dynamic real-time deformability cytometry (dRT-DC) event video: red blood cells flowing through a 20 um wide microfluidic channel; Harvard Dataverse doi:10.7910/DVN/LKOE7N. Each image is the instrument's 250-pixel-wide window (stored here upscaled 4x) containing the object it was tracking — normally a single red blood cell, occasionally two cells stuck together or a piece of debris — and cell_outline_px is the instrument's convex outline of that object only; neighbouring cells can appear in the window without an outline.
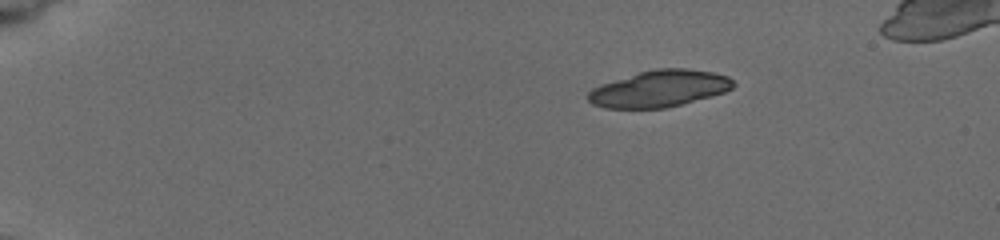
{"species": "common noctule bat (a hibernating species)", "species_latin": "Nyctalus noctula", "temperature_condition": "cold", "stored_images_in_passage": 15, "camera_frame_rate_fps": 3000, "um_per_image_px": 0.085, "animal": {"sex": "female", "body_mass_g": 19.5, "forearm_length_mm": 54.1}, "frame": {"image": 1, "passage_image": 1, "time_ms": 0.0, "image_size_px": [1000, 240], "cell_outline_px": [[736, 84], [732, 88], [724, 92], [712, 96], [664, 108], [604, 108], [592, 104], [588, 100], [588, 92], [592, 88], [600, 84], [640, 72], [656, 68], [688, 68], [712, 72], [728, 76]], "centroid_in_image_um": [56.04, 7.53], "position_along_channel_um": 29.0, "area_um2": 30.92}}
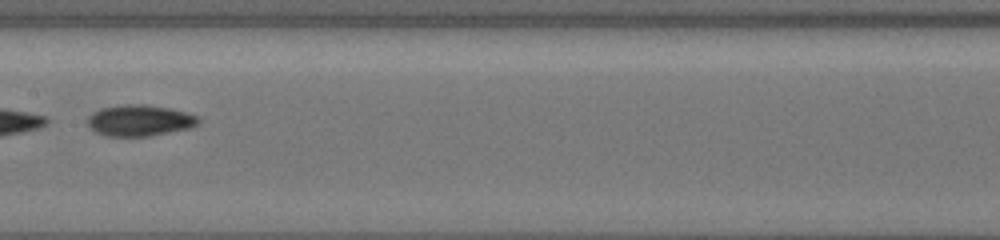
{"frame": {"image": 2, "passage_image": 8, "time_ms": 7.0, "image_size_px": [1000, 240], "cell_outline_px": [[200, 120], [196, 124], [188, 128], [148, 136], [108, 136], [96, 132], [88, 124], [88, 116], [92, 112], [100, 108], [128, 104], [144, 104], [168, 108], [200, 116]], "centroid_in_image_um": [11.85, 10.23], "position_along_channel_um": 195.6, "area_um2": 19.88}}
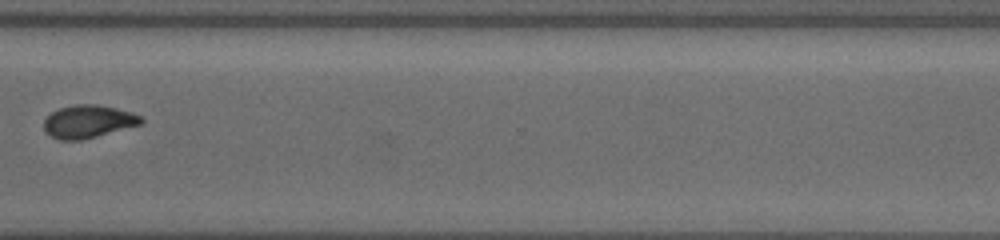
{"frame": {"image": 3, "passage_image": 12, "time_ms": 11.333, "image_size_px": [1000, 240], "cell_outline_px": [[144, 120], [140, 124], [96, 136], [80, 140], [60, 140], [52, 136], [44, 128], [44, 120], [52, 112], [60, 108], [76, 104], [96, 104], [128, 112], [140, 116]], "centroid_in_image_um": [7.46, 10.33], "position_along_channel_um": 363.1, "area_um2": 18.03}, "authors_computed_cell_mechanics": {"area_um2": 19.8832, "velocity_mm_per_s": 3.8509, "shape_relaxation_time_tau1_ms": 2.6523, "shape_relaxation_time_tau2_ms": 3.3213, "deformation_change_tau1": 0.1402, "deformation_change_tau2": 0.0683}}